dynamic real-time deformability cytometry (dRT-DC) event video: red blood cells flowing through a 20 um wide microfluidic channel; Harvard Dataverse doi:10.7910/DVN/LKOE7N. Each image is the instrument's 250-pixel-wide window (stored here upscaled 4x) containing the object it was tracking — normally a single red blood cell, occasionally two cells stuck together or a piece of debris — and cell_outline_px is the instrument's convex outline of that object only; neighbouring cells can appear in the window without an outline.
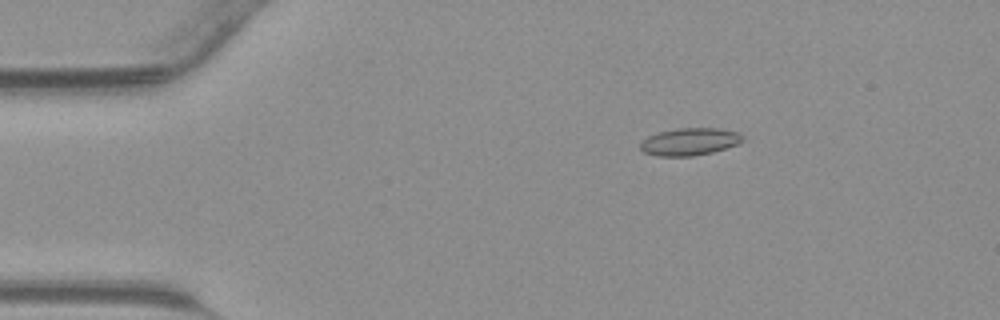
{"species": "common noctule bat (a hibernating species)", "species_latin": "Nyctalus noctula", "temperature_condition": "warm", "stored_images_in_passage": 45, "camera_frame_rate_fps": 3000, "um_per_image_px": 0.085, "animal": {"sex": "male", "body_mass_g": 23.1, "forearm_length_mm": 52.7}, "frame": {"image": 1, "passage_image": 8, "time_ms": 2.333, "image_size_px": [1000, 320], "cell_outline_px": [[744, 140], [736, 144], [712, 152], [692, 156], [656, 156], [644, 152], [640, 148], [640, 144], [648, 136], [660, 132], [676, 128], [720, 128], [740, 132]], "centroid_in_image_um": [58.62, 12.03], "position_along_channel_um": 26.4, "area_um2": 16.24}}
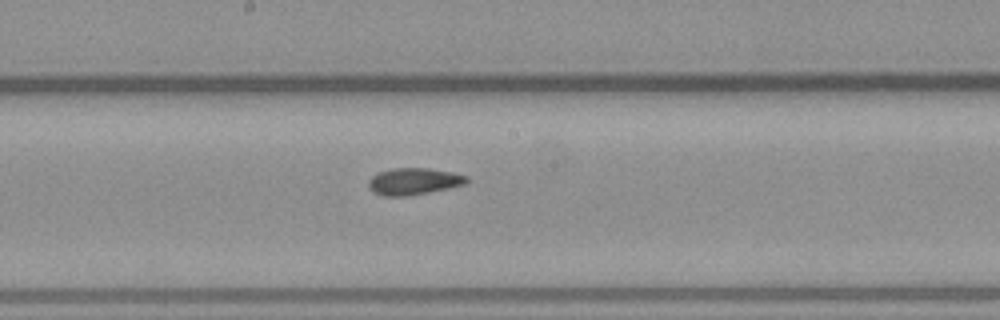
{"frame": {"image": 2, "passage_image": 24, "time_ms": 7.667, "image_size_px": [1000, 320], "cell_outline_px": [[468, 180], [464, 184], [448, 188], [408, 196], [380, 196], [372, 192], [368, 184], [368, 180], [376, 172], [392, 168], [428, 168], [452, 172], [468, 176]], "centroid_in_image_um": [35.11, 15.41], "position_along_channel_um": 213.1, "area_um2": 15.43}}
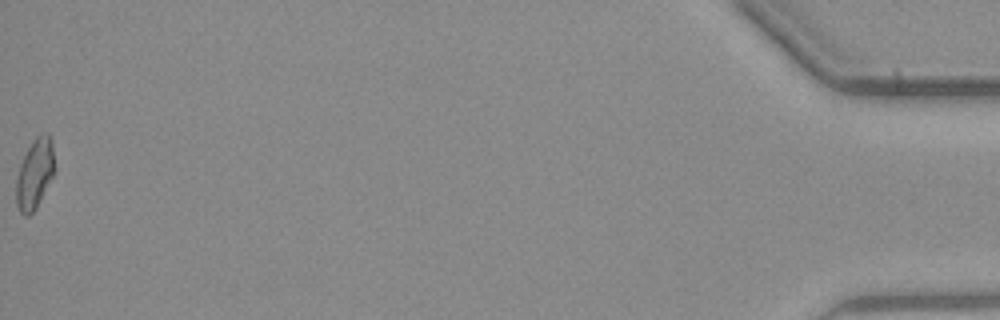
{"frame": {"image": 3, "passage_image": 45, "time_ms": 14.667, "image_size_px": [1000, 320], "cell_outline_px": [[52, 176], [36, 208], [28, 216], [24, 216], [20, 212], [16, 204], [16, 176], [20, 164], [32, 140], [36, 136], [44, 132], [48, 132], [52, 140]], "centroid_in_image_um": [2.91, 14.77], "position_along_channel_um": 432.3, "area_um2": 15.32}}